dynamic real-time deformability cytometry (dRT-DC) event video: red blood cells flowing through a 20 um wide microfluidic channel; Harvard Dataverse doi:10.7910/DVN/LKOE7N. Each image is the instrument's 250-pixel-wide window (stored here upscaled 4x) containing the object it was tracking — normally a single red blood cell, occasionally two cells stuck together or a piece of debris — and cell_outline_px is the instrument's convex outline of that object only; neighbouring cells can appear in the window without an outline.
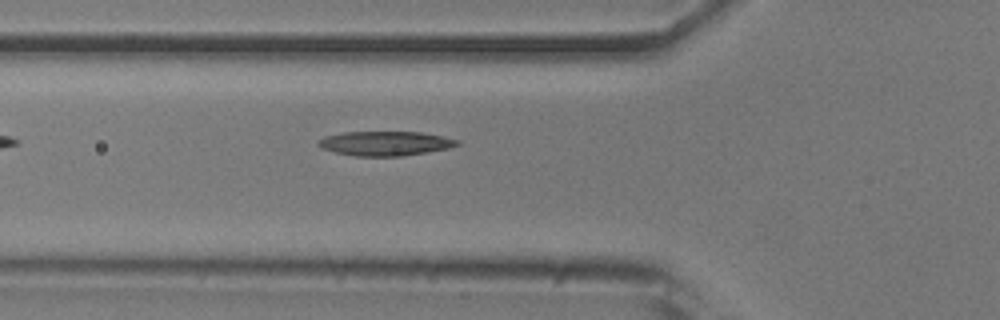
{"species": "common noctule bat (a hibernating species)", "species_latin": "Nyctalus noctula", "temperature_condition": "room temperature", "stored_images_in_passage": 3, "camera_frame_rate_fps": 3000, "um_per_image_px": 0.085, "animal": {"sex": "male", "body_mass_g": 20.5, "forearm_length_mm": 52.5}, "frame": {"image": 1, "passage_image": 3, "time_ms": 2.333, "image_size_px": [1000, 320], "cell_outline_px": [[460, 144], [448, 148], [428, 152], [400, 156], [356, 156], [336, 152], [320, 148], [316, 144], [324, 136], [344, 132], [420, 132], [444, 136], [460, 140]], "centroid_in_image_um": [32.76, 12.18], "position_along_channel_um": 93.0, "area_um2": 19.77}}